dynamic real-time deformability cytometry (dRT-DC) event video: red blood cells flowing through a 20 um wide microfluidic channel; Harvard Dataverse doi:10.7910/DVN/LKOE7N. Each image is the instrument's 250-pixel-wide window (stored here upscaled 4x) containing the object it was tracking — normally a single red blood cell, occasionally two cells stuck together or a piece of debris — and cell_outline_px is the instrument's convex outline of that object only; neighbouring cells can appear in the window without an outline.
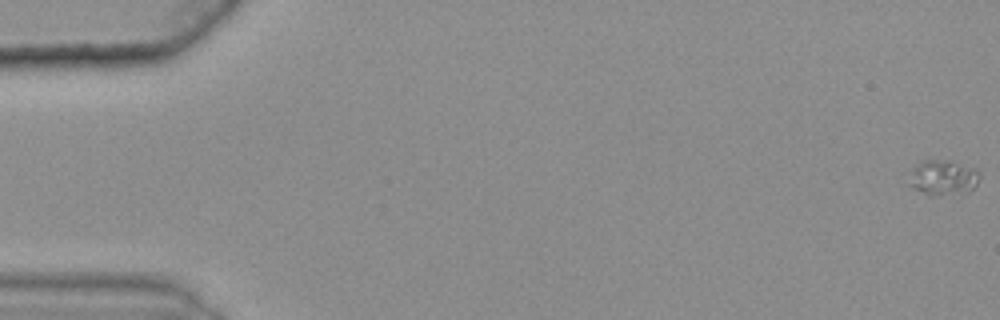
{"species": "common noctule bat (a hibernating species)", "species_latin": "Nyctalus noctula", "temperature_condition": "warm", "stored_images_in_passage": 51, "camera_frame_rate_fps": 3000, "um_per_image_px": 0.085, "animal": {"sex": "female", "body_mass_g": 25.1}, "frame": {"image": 1, "passage_image": 1, "time_ms": 0.0, "image_size_px": [1000, 320], "cell_outline_px": [[980, 176], [976, 184], [968, 192], [936, 196], [928, 196], [912, 188], [908, 184], [912, 168], [924, 160], [936, 160], [960, 164], [976, 168], [980, 172]], "centroid_in_image_um": [80.14, 15.13], "position_along_channel_um": 4.9, "area_um2": 14.45}}
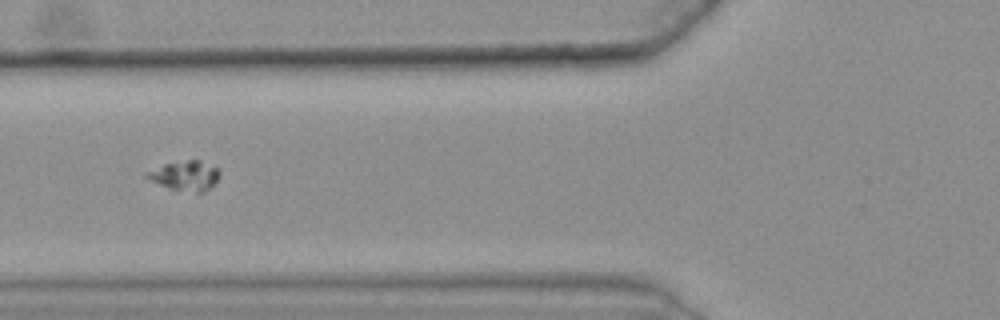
{"frame": {"image": 2, "passage_image": 23, "time_ms": 7.333, "image_size_px": [1000, 320], "cell_outline_px": [[220, 176], [212, 188], [204, 192], [196, 192], [168, 188], [144, 176], [148, 172], [164, 164], [188, 160], [200, 160], [220, 168]], "centroid_in_image_um": [15.83, 14.93], "position_along_channel_um": 110.0, "area_um2": 12.48}}
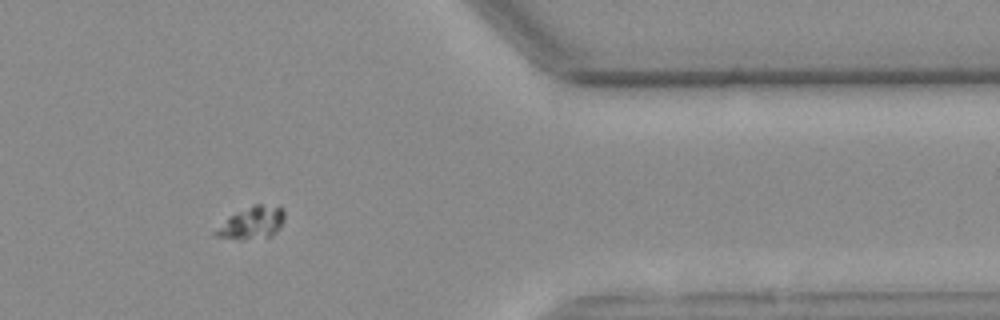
{"frame": {"image": 3, "passage_image": 48, "time_ms": 15.667, "image_size_px": [1000, 320], "cell_outline_px": [[284, 216], [276, 232], [268, 236], [244, 240], [240, 240], [216, 236], [212, 232], [228, 216], [256, 204], [260, 204], [284, 208]], "centroid_in_image_um": [21.36, 18.95], "position_along_channel_um": 390.0, "area_um2": 12.72}}